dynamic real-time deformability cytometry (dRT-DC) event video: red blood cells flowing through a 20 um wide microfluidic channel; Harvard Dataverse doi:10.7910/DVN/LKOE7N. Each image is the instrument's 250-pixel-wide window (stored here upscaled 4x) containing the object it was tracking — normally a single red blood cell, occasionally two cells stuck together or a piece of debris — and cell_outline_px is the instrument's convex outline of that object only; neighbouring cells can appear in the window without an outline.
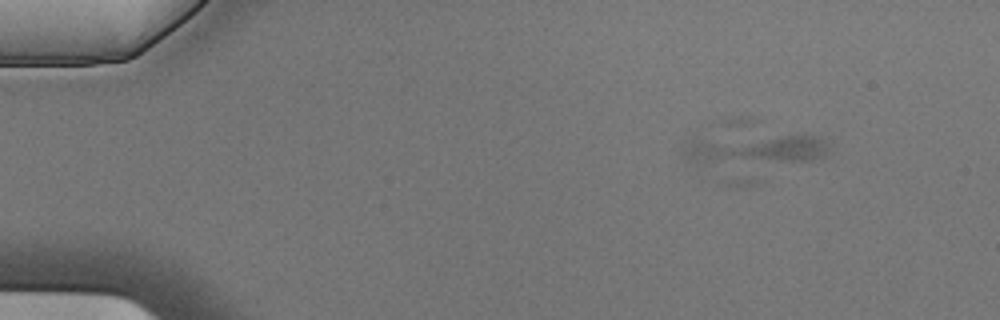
{"species": "Egyptian fruit bat (a non-hibernating species)", "species_latin": "Rousettus aegyptiacus", "temperature_condition": "cold", "stored_images_in_passage": 5, "camera_frame_rate_fps": 3000, "um_per_image_px": 0.085, "animal": {"sex": "male"}, "frame": {"image": 1, "passage_image": 2, "time_ms": 0.333, "image_size_px": [1000, 320], "cell_outline_px": [[832, 144], [828, 152], [824, 156], [812, 160], [704, 164], [700, 164], [688, 160], [680, 156], [680, 148], [684, 140], [784, 136], [820, 136]], "centroid_in_image_um": [64.15, 12.71], "position_along_channel_um": 20.9, "area_um2": 25.37}}